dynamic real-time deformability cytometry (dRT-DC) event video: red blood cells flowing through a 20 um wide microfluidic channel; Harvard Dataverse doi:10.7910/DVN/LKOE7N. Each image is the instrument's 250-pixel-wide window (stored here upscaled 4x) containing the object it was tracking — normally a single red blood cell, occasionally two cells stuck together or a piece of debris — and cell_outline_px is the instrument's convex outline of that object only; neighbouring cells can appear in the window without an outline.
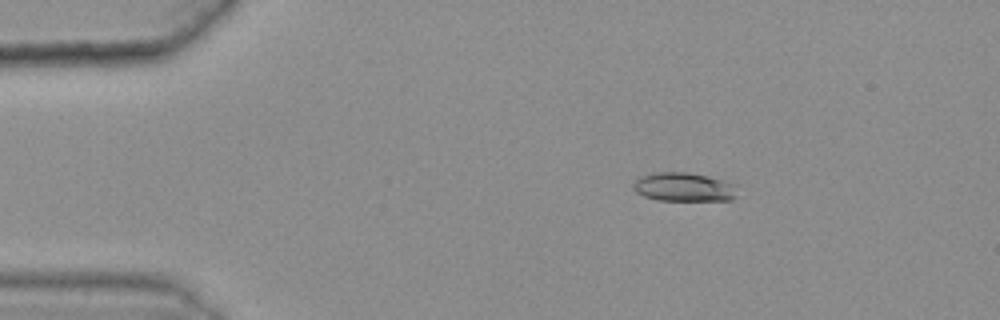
{"species": "common noctule bat (a hibernating species)", "species_latin": "Nyctalus noctula", "temperature_condition": "warm", "stored_images_in_passage": 42, "camera_frame_rate_fps": 3000, "um_per_image_px": 0.085, "animal": {"sex": "female", "body_mass_g": 25.1}, "frame": {"image": 1, "passage_image": 3, "time_ms": 0.667, "image_size_px": [1000, 320], "cell_outline_px": [[736, 196], [732, 200], [656, 200], [644, 196], [636, 192], [632, 188], [632, 184], [640, 176], [652, 172], [688, 172], [708, 176], [732, 184]], "centroid_in_image_um": [58.04, 15.89], "position_along_channel_um": 27.0, "area_um2": 17.34}}
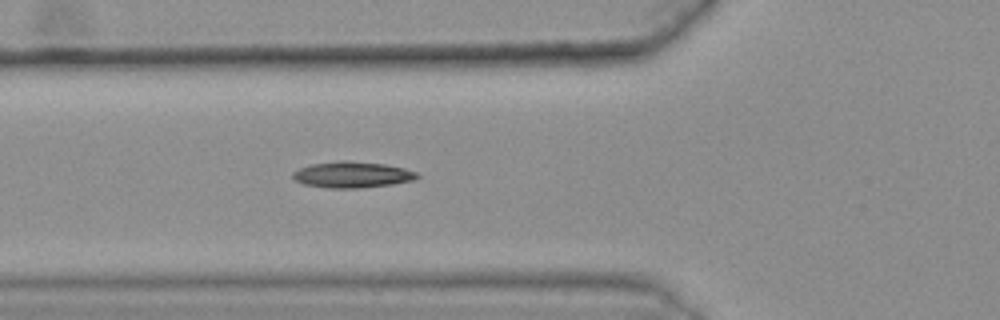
{"frame": {"image": 2, "passage_image": 14, "time_ms": 4.333, "image_size_px": [1000, 320], "cell_outline_px": [[420, 176], [412, 180], [392, 184], [356, 188], [328, 188], [304, 184], [296, 180], [292, 176], [292, 172], [300, 168], [312, 164], [340, 160], [348, 160], [384, 164], [404, 168], [416, 172]], "centroid_in_image_um": [29.92, 14.84], "position_along_channel_um": 95.9, "area_um2": 18.79}}
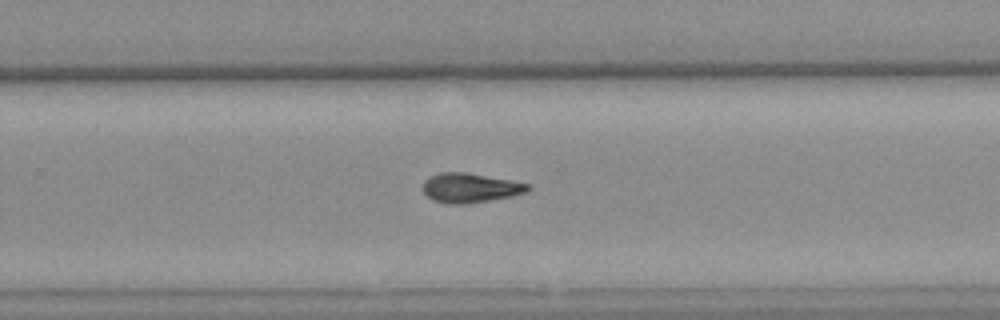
{"frame": {"image": 3, "passage_image": 30, "time_ms": 9.667, "image_size_px": [1000, 320], "cell_outline_px": [[532, 188], [528, 192], [512, 196], [468, 204], [448, 204], [432, 200], [424, 192], [424, 180], [440, 172], [468, 172], [528, 184]], "centroid_in_image_um": [39.97, 15.98], "position_along_channel_um": 289.8, "area_um2": 17.98}}